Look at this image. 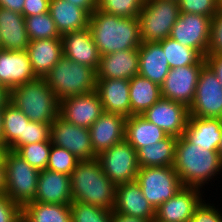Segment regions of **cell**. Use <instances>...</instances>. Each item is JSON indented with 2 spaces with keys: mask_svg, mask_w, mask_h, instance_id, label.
<instances>
[{
  "mask_svg": "<svg viewBox=\"0 0 222 222\" xmlns=\"http://www.w3.org/2000/svg\"><path fill=\"white\" fill-rule=\"evenodd\" d=\"M51 124L30 121L24 130V145L50 140Z\"/></svg>",
  "mask_w": 222,
  "mask_h": 222,
  "instance_id": "b9f144b4",
  "label": "cell"
},
{
  "mask_svg": "<svg viewBox=\"0 0 222 222\" xmlns=\"http://www.w3.org/2000/svg\"><path fill=\"white\" fill-rule=\"evenodd\" d=\"M25 0H0V7L22 14Z\"/></svg>",
  "mask_w": 222,
  "mask_h": 222,
  "instance_id": "7dc6e473",
  "label": "cell"
},
{
  "mask_svg": "<svg viewBox=\"0 0 222 222\" xmlns=\"http://www.w3.org/2000/svg\"><path fill=\"white\" fill-rule=\"evenodd\" d=\"M125 120L122 115L104 111L91 125L90 140L97 156L125 139Z\"/></svg>",
  "mask_w": 222,
  "mask_h": 222,
  "instance_id": "ac0fdd59",
  "label": "cell"
},
{
  "mask_svg": "<svg viewBox=\"0 0 222 222\" xmlns=\"http://www.w3.org/2000/svg\"><path fill=\"white\" fill-rule=\"evenodd\" d=\"M177 137L168 135L166 138L139 148L136 153L140 167L174 166Z\"/></svg>",
  "mask_w": 222,
  "mask_h": 222,
  "instance_id": "4dcf8cb0",
  "label": "cell"
},
{
  "mask_svg": "<svg viewBox=\"0 0 222 222\" xmlns=\"http://www.w3.org/2000/svg\"><path fill=\"white\" fill-rule=\"evenodd\" d=\"M179 14V4L176 1L145 0L137 17L142 43H156L169 37Z\"/></svg>",
  "mask_w": 222,
  "mask_h": 222,
  "instance_id": "8992f818",
  "label": "cell"
},
{
  "mask_svg": "<svg viewBox=\"0 0 222 222\" xmlns=\"http://www.w3.org/2000/svg\"><path fill=\"white\" fill-rule=\"evenodd\" d=\"M218 11L222 12V0H218Z\"/></svg>",
  "mask_w": 222,
  "mask_h": 222,
  "instance_id": "9f6ffc18",
  "label": "cell"
},
{
  "mask_svg": "<svg viewBox=\"0 0 222 222\" xmlns=\"http://www.w3.org/2000/svg\"><path fill=\"white\" fill-rule=\"evenodd\" d=\"M70 182L72 201L114 210L117 186L104 174L97 158L79 161Z\"/></svg>",
  "mask_w": 222,
  "mask_h": 222,
  "instance_id": "3957f363",
  "label": "cell"
},
{
  "mask_svg": "<svg viewBox=\"0 0 222 222\" xmlns=\"http://www.w3.org/2000/svg\"><path fill=\"white\" fill-rule=\"evenodd\" d=\"M104 112L96 91L66 97L60 101L59 115L76 126L89 129Z\"/></svg>",
  "mask_w": 222,
  "mask_h": 222,
  "instance_id": "9a60e30c",
  "label": "cell"
},
{
  "mask_svg": "<svg viewBox=\"0 0 222 222\" xmlns=\"http://www.w3.org/2000/svg\"><path fill=\"white\" fill-rule=\"evenodd\" d=\"M158 43L162 46L170 69L186 65H196L203 58L197 50L182 46L179 42L170 37Z\"/></svg>",
  "mask_w": 222,
  "mask_h": 222,
  "instance_id": "836d02e7",
  "label": "cell"
},
{
  "mask_svg": "<svg viewBox=\"0 0 222 222\" xmlns=\"http://www.w3.org/2000/svg\"><path fill=\"white\" fill-rule=\"evenodd\" d=\"M25 27L30 41L61 38V35L56 28V24L49 12L25 17Z\"/></svg>",
  "mask_w": 222,
  "mask_h": 222,
  "instance_id": "e575fe53",
  "label": "cell"
},
{
  "mask_svg": "<svg viewBox=\"0 0 222 222\" xmlns=\"http://www.w3.org/2000/svg\"><path fill=\"white\" fill-rule=\"evenodd\" d=\"M131 115H142L161 97V86L139 74L129 79Z\"/></svg>",
  "mask_w": 222,
  "mask_h": 222,
  "instance_id": "f546056e",
  "label": "cell"
},
{
  "mask_svg": "<svg viewBox=\"0 0 222 222\" xmlns=\"http://www.w3.org/2000/svg\"><path fill=\"white\" fill-rule=\"evenodd\" d=\"M37 79L26 50L0 49V85L8 91Z\"/></svg>",
  "mask_w": 222,
  "mask_h": 222,
  "instance_id": "e0dca14e",
  "label": "cell"
},
{
  "mask_svg": "<svg viewBox=\"0 0 222 222\" xmlns=\"http://www.w3.org/2000/svg\"><path fill=\"white\" fill-rule=\"evenodd\" d=\"M88 28L100 56L139 49L142 44L137 17L125 18L96 9L90 15Z\"/></svg>",
  "mask_w": 222,
  "mask_h": 222,
  "instance_id": "7a4b0ae2",
  "label": "cell"
},
{
  "mask_svg": "<svg viewBox=\"0 0 222 222\" xmlns=\"http://www.w3.org/2000/svg\"><path fill=\"white\" fill-rule=\"evenodd\" d=\"M204 58L222 85V55H206Z\"/></svg>",
  "mask_w": 222,
  "mask_h": 222,
  "instance_id": "bcb514c9",
  "label": "cell"
},
{
  "mask_svg": "<svg viewBox=\"0 0 222 222\" xmlns=\"http://www.w3.org/2000/svg\"><path fill=\"white\" fill-rule=\"evenodd\" d=\"M0 222H22V207L0 194Z\"/></svg>",
  "mask_w": 222,
  "mask_h": 222,
  "instance_id": "ee69618b",
  "label": "cell"
},
{
  "mask_svg": "<svg viewBox=\"0 0 222 222\" xmlns=\"http://www.w3.org/2000/svg\"><path fill=\"white\" fill-rule=\"evenodd\" d=\"M207 55H222V12L218 11L211 19Z\"/></svg>",
  "mask_w": 222,
  "mask_h": 222,
  "instance_id": "60d3db41",
  "label": "cell"
},
{
  "mask_svg": "<svg viewBox=\"0 0 222 222\" xmlns=\"http://www.w3.org/2000/svg\"><path fill=\"white\" fill-rule=\"evenodd\" d=\"M168 135L141 115H131L125 120V140L137 151L166 138Z\"/></svg>",
  "mask_w": 222,
  "mask_h": 222,
  "instance_id": "f1b7e54d",
  "label": "cell"
},
{
  "mask_svg": "<svg viewBox=\"0 0 222 222\" xmlns=\"http://www.w3.org/2000/svg\"><path fill=\"white\" fill-rule=\"evenodd\" d=\"M174 169L183 187L201 189L222 175V160L218 151L194 145L182 135L177 138Z\"/></svg>",
  "mask_w": 222,
  "mask_h": 222,
  "instance_id": "6da1fadb",
  "label": "cell"
},
{
  "mask_svg": "<svg viewBox=\"0 0 222 222\" xmlns=\"http://www.w3.org/2000/svg\"><path fill=\"white\" fill-rule=\"evenodd\" d=\"M22 222H71V206L29 202L22 207Z\"/></svg>",
  "mask_w": 222,
  "mask_h": 222,
  "instance_id": "d6a6232c",
  "label": "cell"
},
{
  "mask_svg": "<svg viewBox=\"0 0 222 222\" xmlns=\"http://www.w3.org/2000/svg\"><path fill=\"white\" fill-rule=\"evenodd\" d=\"M136 182L154 209L168 201L183 188L174 166L140 167Z\"/></svg>",
  "mask_w": 222,
  "mask_h": 222,
  "instance_id": "ba28073f",
  "label": "cell"
},
{
  "mask_svg": "<svg viewBox=\"0 0 222 222\" xmlns=\"http://www.w3.org/2000/svg\"><path fill=\"white\" fill-rule=\"evenodd\" d=\"M180 13L210 17L218 12V0H178Z\"/></svg>",
  "mask_w": 222,
  "mask_h": 222,
  "instance_id": "ab89813d",
  "label": "cell"
},
{
  "mask_svg": "<svg viewBox=\"0 0 222 222\" xmlns=\"http://www.w3.org/2000/svg\"><path fill=\"white\" fill-rule=\"evenodd\" d=\"M9 102V91L2 85H0V109Z\"/></svg>",
  "mask_w": 222,
  "mask_h": 222,
  "instance_id": "f907efd6",
  "label": "cell"
},
{
  "mask_svg": "<svg viewBox=\"0 0 222 222\" xmlns=\"http://www.w3.org/2000/svg\"><path fill=\"white\" fill-rule=\"evenodd\" d=\"M104 174L117 186L136 181L140 168L136 150L124 139L97 156Z\"/></svg>",
  "mask_w": 222,
  "mask_h": 222,
  "instance_id": "9c48e42d",
  "label": "cell"
},
{
  "mask_svg": "<svg viewBox=\"0 0 222 222\" xmlns=\"http://www.w3.org/2000/svg\"><path fill=\"white\" fill-rule=\"evenodd\" d=\"M205 64L203 57L196 65L170 69L161 85L162 97L189 108L194 101L199 74Z\"/></svg>",
  "mask_w": 222,
  "mask_h": 222,
  "instance_id": "8fae6325",
  "label": "cell"
},
{
  "mask_svg": "<svg viewBox=\"0 0 222 222\" xmlns=\"http://www.w3.org/2000/svg\"><path fill=\"white\" fill-rule=\"evenodd\" d=\"M52 144L51 141H42L21 146L16 153L38 171L46 169Z\"/></svg>",
  "mask_w": 222,
  "mask_h": 222,
  "instance_id": "8d00e7d4",
  "label": "cell"
},
{
  "mask_svg": "<svg viewBox=\"0 0 222 222\" xmlns=\"http://www.w3.org/2000/svg\"><path fill=\"white\" fill-rule=\"evenodd\" d=\"M8 150V147L0 141V165H5V156Z\"/></svg>",
  "mask_w": 222,
  "mask_h": 222,
  "instance_id": "f5cc1de1",
  "label": "cell"
},
{
  "mask_svg": "<svg viewBox=\"0 0 222 222\" xmlns=\"http://www.w3.org/2000/svg\"><path fill=\"white\" fill-rule=\"evenodd\" d=\"M211 18L207 16L180 13L169 37L197 50L203 57L207 55L210 37Z\"/></svg>",
  "mask_w": 222,
  "mask_h": 222,
  "instance_id": "4fadbf2b",
  "label": "cell"
},
{
  "mask_svg": "<svg viewBox=\"0 0 222 222\" xmlns=\"http://www.w3.org/2000/svg\"><path fill=\"white\" fill-rule=\"evenodd\" d=\"M203 190L183 187L176 195L155 209L156 222H188L195 208L205 198Z\"/></svg>",
  "mask_w": 222,
  "mask_h": 222,
  "instance_id": "2e32d148",
  "label": "cell"
},
{
  "mask_svg": "<svg viewBox=\"0 0 222 222\" xmlns=\"http://www.w3.org/2000/svg\"><path fill=\"white\" fill-rule=\"evenodd\" d=\"M189 115L222 119V85L207 64L200 71L194 101L189 107Z\"/></svg>",
  "mask_w": 222,
  "mask_h": 222,
  "instance_id": "30bf717a",
  "label": "cell"
},
{
  "mask_svg": "<svg viewBox=\"0 0 222 222\" xmlns=\"http://www.w3.org/2000/svg\"><path fill=\"white\" fill-rule=\"evenodd\" d=\"M32 202L70 205L72 203L70 176L48 169L40 171L37 194Z\"/></svg>",
  "mask_w": 222,
  "mask_h": 222,
  "instance_id": "44dd1931",
  "label": "cell"
},
{
  "mask_svg": "<svg viewBox=\"0 0 222 222\" xmlns=\"http://www.w3.org/2000/svg\"><path fill=\"white\" fill-rule=\"evenodd\" d=\"M183 135L194 145L217 151L222 135V119L189 115Z\"/></svg>",
  "mask_w": 222,
  "mask_h": 222,
  "instance_id": "484cf974",
  "label": "cell"
},
{
  "mask_svg": "<svg viewBox=\"0 0 222 222\" xmlns=\"http://www.w3.org/2000/svg\"><path fill=\"white\" fill-rule=\"evenodd\" d=\"M115 213L125 214L136 218L155 220V209L144 197L140 185L136 182H128L117 185Z\"/></svg>",
  "mask_w": 222,
  "mask_h": 222,
  "instance_id": "ffe728a7",
  "label": "cell"
},
{
  "mask_svg": "<svg viewBox=\"0 0 222 222\" xmlns=\"http://www.w3.org/2000/svg\"><path fill=\"white\" fill-rule=\"evenodd\" d=\"M145 0H97V9L115 16L138 17Z\"/></svg>",
  "mask_w": 222,
  "mask_h": 222,
  "instance_id": "74e56055",
  "label": "cell"
},
{
  "mask_svg": "<svg viewBox=\"0 0 222 222\" xmlns=\"http://www.w3.org/2000/svg\"><path fill=\"white\" fill-rule=\"evenodd\" d=\"M71 222H111L113 210L72 201Z\"/></svg>",
  "mask_w": 222,
  "mask_h": 222,
  "instance_id": "d590c367",
  "label": "cell"
},
{
  "mask_svg": "<svg viewBox=\"0 0 222 222\" xmlns=\"http://www.w3.org/2000/svg\"><path fill=\"white\" fill-rule=\"evenodd\" d=\"M29 42L25 17L21 13L0 7V49L24 51Z\"/></svg>",
  "mask_w": 222,
  "mask_h": 222,
  "instance_id": "d4e9b609",
  "label": "cell"
},
{
  "mask_svg": "<svg viewBox=\"0 0 222 222\" xmlns=\"http://www.w3.org/2000/svg\"><path fill=\"white\" fill-rule=\"evenodd\" d=\"M147 121L161 128L167 135L180 137L186 129L189 108L161 97L142 115Z\"/></svg>",
  "mask_w": 222,
  "mask_h": 222,
  "instance_id": "5bb4252c",
  "label": "cell"
},
{
  "mask_svg": "<svg viewBox=\"0 0 222 222\" xmlns=\"http://www.w3.org/2000/svg\"><path fill=\"white\" fill-rule=\"evenodd\" d=\"M44 80L52 88L59 101L66 97L96 91L97 72L94 68L62 57Z\"/></svg>",
  "mask_w": 222,
  "mask_h": 222,
  "instance_id": "5b68a950",
  "label": "cell"
},
{
  "mask_svg": "<svg viewBox=\"0 0 222 222\" xmlns=\"http://www.w3.org/2000/svg\"><path fill=\"white\" fill-rule=\"evenodd\" d=\"M130 86L127 79H97L96 92L98 93L103 109L106 112L131 116Z\"/></svg>",
  "mask_w": 222,
  "mask_h": 222,
  "instance_id": "603a6c76",
  "label": "cell"
},
{
  "mask_svg": "<svg viewBox=\"0 0 222 222\" xmlns=\"http://www.w3.org/2000/svg\"><path fill=\"white\" fill-rule=\"evenodd\" d=\"M139 51V75L161 86L170 71V66L158 42L142 43Z\"/></svg>",
  "mask_w": 222,
  "mask_h": 222,
  "instance_id": "4316f807",
  "label": "cell"
},
{
  "mask_svg": "<svg viewBox=\"0 0 222 222\" xmlns=\"http://www.w3.org/2000/svg\"><path fill=\"white\" fill-rule=\"evenodd\" d=\"M79 161L74 154L65 148L52 145L46 169L70 176Z\"/></svg>",
  "mask_w": 222,
  "mask_h": 222,
  "instance_id": "f35d334b",
  "label": "cell"
},
{
  "mask_svg": "<svg viewBox=\"0 0 222 222\" xmlns=\"http://www.w3.org/2000/svg\"><path fill=\"white\" fill-rule=\"evenodd\" d=\"M85 9L90 15L97 9V0H65Z\"/></svg>",
  "mask_w": 222,
  "mask_h": 222,
  "instance_id": "c3c4849f",
  "label": "cell"
},
{
  "mask_svg": "<svg viewBox=\"0 0 222 222\" xmlns=\"http://www.w3.org/2000/svg\"><path fill=\"white\" fill-rule=\"evenodd\" d=\"M49 13L60 35L88 28L90 14L65 0H50Z\"/></svg>",
  "mask_w": 222,
  "mask_h": 222,
  "instance_id": "83f0119b",
  "label": "cell"
},
{
  "mask_svg": "<svg viewBox=\"0 0 222 222\" xmlns=\"http://www.w3.org/2000/svg\"><path fill=\"white\" fill-rule=\"evenodd\" d=\"M111 222H152V221L144 218H136L125 214L115 213L113 211Z\"/></svg>",
  "mask_w": 222,
  "mask_h": 222,
  "instance_id": "681fc988",
  "label": "cell"
},
{
  "mask_svg": "<svg viewBox=\"0 0 222 222\" xmlns=\"http://www.w3.org/2000/svg\"><path fill=\"white\" fill-rule=\"evenodd\" d=\"M30 119L8 102L3 108V143L9 150L17 151L24 146V130Z\"/></svg>",
  "mask_w": 222,
  "mask_h": 222,
  "instance_id": "1f68e13d",
  "label": "cell"
},
{
  "mask_svg": "<svg viewBox=\"0 0 222 222\" xmlns=\"http://www.w3.org/2000/svg\"><path fill=\"white\" fill-rule=\"evenodd\" d=\"M211 201L202 200L195 208L192 218L188 222H222V211ZM219 210V211H218Z\"/></svg>",
  "mask_w": 222,
  "mask_h": 222,
  "instance_id": "7bdbcfd3",
  "label": "cell"
},
{
  "mask_svg": "<svg viewBox=\"0 0 222 222\" xmlns=\"http://www.w3.org/2000/svg\"><path fill=\"white\" fill-rule=\"evenodd\" d=\"M37 78H45L63 57L62 38L38 39L29 42L26 49Z\"/></svg>",
  "mask_w": 222,
  "mask_h": 222,
  "instance_id": "cb8c5ba5",
  "label": "cell"
},
{
  "mask_svg": "<svg viewBox=\"0 0 222 222\" xmlns=\"http://www.w3.org/2000/svg\"><path fill=\"white\" fill-rule=\"evenodd\" d=\"M61 38L64 57L97 71L100 54L89 28L66 33Z\"/></svg>",
  "mask_w": 222,
  "mask_h": 222,
  "instance_id": "d6986e66",
  "label": "cell"
},
{
  "mask_svg": "<svg viewBox=\"0 0 222 222\" xmlns=\"http://www.w3.org/2000/svg\"><path fill=\"white\" fill-rule=\"evenodd\" d=\"M9 102L30 121L52 124L59 116L60 101L44 78L26 82L9 91Z\"/></svg>",
  "mask_w": 222,
  "mask_h": 222,
  "instance_id": "277c9868",
  "label": "cell"
},
{
  "mask_svg": "<svg viewBox=\"0 0 222 222\" xmlns=\"http://www.w3.org/2000/svg\"><path fill=\"white\" fill-rule=\"evenodd\" d=\"M0 141L3 142V109H0Z\"/></svg>",
  "mask_w": 222,
  "mask_h": 222,
  "instance_id": "db71d44e",
  "label": "cell"
},
{
  "mask_svg": "<svg viewBox=\"0 0 222 222\" xmlns=\"http://www.w3.org/2000/svg\"><path fill=\"white\" fill-rule=\"evenodd\" d=\"M97 79H131L139 73V51L129 49L100 56Z\"/></svg>",
  "mask_w": 222,
  "mask_h": 222,
  "instance_id": "7402d4cb",
  "label": "cell"
},
{
  "mask_svg": "<svg viewBox=\"0 0 222 222\" xmlns=\"http://www.w3.org/2000/svg\"><path fill=\"white\" fill-rule=\"evenodd\" d=\"M50 141L52 145L65 148L80 161L97 158L91 145L89 129L76 126L60 115L51 124Z\"/></svg>",
  "mask_w": 222,
  "mask_h": 222,
  "instance_id": "7c38bea8",
  "label": "cell"
},
{
  "mask_svg": "<svg viewBox=\"0 0 222 222\" xmlns=\"http://www.w3.org/2000/svg\"><path fill=\"white\" fill-rule=\"evenodd\" d=\"M49 2L50 0H25L22 15L28 17L49 12Z\"/></svg>",
  "mask_w": 222,
  "mask_h": 222,
  "instance_id": "f6af8a7d",
  "label": "cell"
},
{
  "mask_svg": "<svg viewBox=\"0 0 222 222\" xmlns=\"http://www.w3.org/2000/svg\"><path fill=\"white\" fill-rule=\"evenodd\" d=\"M5 173L6 196L21 207L34 201L40 171L33 168L15 151L8 150L5 156Z\"/></svg>",
  "mask_w": 222,
  "mask_h": 222,
  "instance_id": "52a82bcc",
  "label": "cell"
},
{
  "mask_svg": "<svg viewBox=\"0 0 222 222\" xmlns=\"http://www.w3.org/2000/svg\"><path fill=\"white\" fill-rule=\"evenodd\" d=\"M5 188H6L5 165H0V194L5 193Z\"/></svg>",
  "mask_w": 222,
  "mask_h": 222,
  "instance_id": "816d5d0a",
  "label": "cell"
},
{
  "mask_svg": "<svg viewBox=\"0 0 222 222\" xmlns=\"http://www.w3.org/2000/svg\"><path fill=\"white\" fill-rule=\"evenodd\" d=\"M217 151H218V154L220 155V158L222 160V135H221V139H220Z\"/></svg>",
  "mask_w": 222,
  "mask_h": 222,
  "instance_id": "11a10c76",
  "label": "cell"
}]
</instances>
